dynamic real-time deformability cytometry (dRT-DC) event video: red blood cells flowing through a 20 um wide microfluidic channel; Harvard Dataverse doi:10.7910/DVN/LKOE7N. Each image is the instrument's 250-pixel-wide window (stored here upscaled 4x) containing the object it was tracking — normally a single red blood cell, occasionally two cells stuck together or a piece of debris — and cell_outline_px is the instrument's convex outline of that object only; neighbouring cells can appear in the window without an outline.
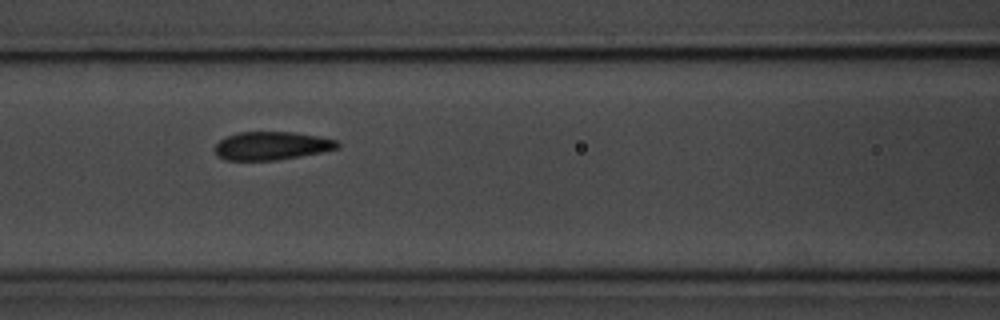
{"species": "common noctule bat (a hibernating species)", "species_latin": "Nyctalus noctula", "temperature_condition": "room temperature", "stored_images_in_passage": 11, "camera_frame_rate_fps": 3000, "um_per_image_px": 0.085, "animal": {"sex": "male", "body_mass_g": 20.1, "forearm_length_mm": 53.5}, "frame": {"image": 1, "passage_image": 4, "time_ms": 3.333, "image_size_px": [1000, 320], "cell_outline_px": [[340, 148], [300, 156], [276, 160], [224, 160], [216, 156], [216, 144], [220, 140], [228, 136], [240, 132], [292, 132], [320, 136], [336, 140], [340, 144]], "centroid_in_image_um": [23.1, 12.39], "position_along_channel_um": 143.5, "area_um2": 20.11}}
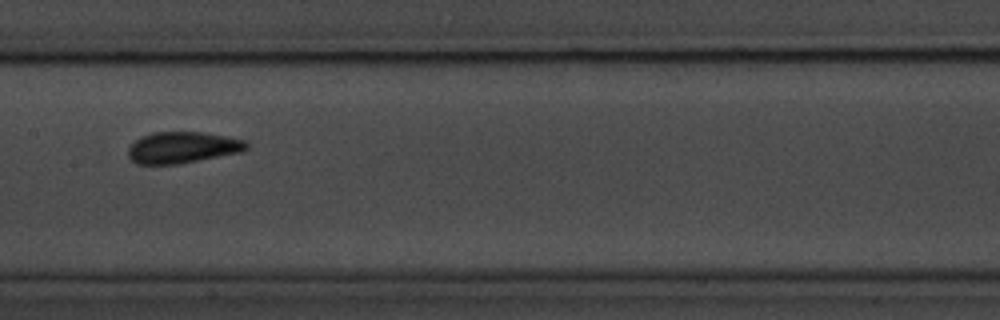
{"frame": {"image": 2, "passage_image": 5, "time_ms": 4.667, "image_size_px": [1000, 320], "cell_outline_px": [[248, 148], [240, 152], [180, 164], [136, 164], [128, 156], [128, 148], [136, 140], [152, 132], [200, 132], [228, 136], [244, 140], [248, 144]], "centroid_in_image_um": [15.52, 12.54], "position_along_channel_um": 191.9, "area_um2": 21.56}}
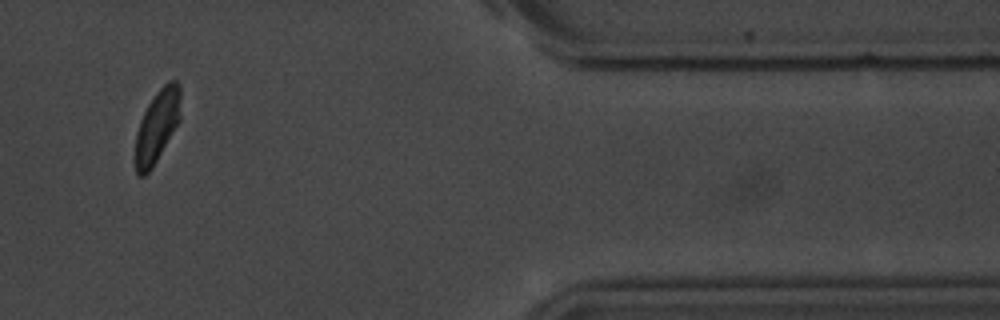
{"frame": {"image": 3, "passage_image": 10, "time_ms": 11.333, "image_size_px": [1000, 320], "cell_outline_px": [[180, 120], [152, 168], [144, 176], [136, 176], [132, 160], [136, 132], [140, 120], [148, 104], [156, 92], [168, 80], [176, 80], [180, 84]], "centroid_in_image_um": [13.3, 10.78], "position_along_channel_um": 398.1, "area_um2": 19.65}, "authors_computed_cell_mechanics": {"area_um2": 20.1144, "velocity_mm_per_s": 3.6425, "shape_relaxation_time_tau1_ms": 7.119, "shape_relaxation_time_tau2_ms": null, "deformation_change_tau1": 0.1488, "deformation_change_tau2": null}}